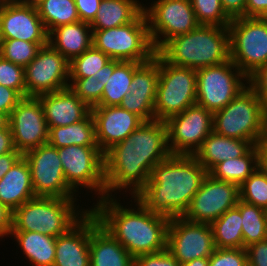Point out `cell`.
<instances>
[{
    "instance_id": "6da1fadb",
    "label": "cell",
    "mask_w": 267,
    "mask_h": 266,
    "mask_svg": "<svg viewBox=\"0 0 267 266\" xmlns=\"http://www.w3.org/2000/svg\"><path fill=\"white\" fill-rule=\"evenodd\" d=\"M170 155L165 121H144L104 154L105 197L120 189L130 190L134 197L147 183L151 170Z\"/></svg>"
},
{
    "instance_id": "7a4b0ae2",
    "label": "cell",
    "mask_w": 267,
    "mask_h": 266,
    "mask_svg": "<svg viewBox=\"0 0 267 266\" xmlns=\"http://www.w3.org/2000/svg\"><path fill=\"white\" fill-rule=\"evenodd\" d=\"M207 174L193 155H170L151 170L134 197L152 213L182 217Z\"/></svg>"
},
{
    "instance_id": "3957f363",
    "label": "cell",
    "mask_w": 267,
    "mask_h": 266,
    "mask_svg": "<svg viewBox=\"0 0 267 266\" xmlns=\"http://www.w3.org/2000/svg\"><path fill=\"white\" fill-rule=\"evenodd\" d=\"M104 197L89 210L133 257L156 253L167 248V232L170 218L152 213L135 197L134 207H124L115 198ZM115 199H114V198ZM122 205V206H121Z\"/></svg>"
},
{
    "instance_id": "277c9868",
    "label": "cell",
    "mask_w": 267,
    "mask_h": 266,
    "mask_svg": "<svg viewBox=\"0 0 267 266\" xmlns=\"http://www.w3.org/2000/svg\"><path fill=\"white\" fill-rule=\"evenodd\" d=\"M157 53L168 63L194 70L230 60L228 27L199 25L168 40Z\"/></svg>"
},
{
    "instance_id": "5b68a950",
    "label": "cell",
    "mask_w": 267,
    "mask_h": 266,
    "mask_svg": "<svg viewBox=\"0 0 267 266\" xmlns=\"http://www.w3.org/2000/svg\"><path fill=\"white\" fill-rule=\"evenodd\" d=\"M75 202L76 199L35 197L13 211L11 231H34L57 238L89 212L77 210Z\"/></svg>"
},
{
    "instance_id": "8992f818",
    "label": "cell",
    "mask_w": 267,
    "mask_h": 266,
    "mask_svg": "<svg viewBox=\"0 0 267 266\" xmlns=\"http://www.w3.org/2000/svg\"><path fill=\"white\" fill-rule=\"evenodd\" d=\"M267 110L248 85L224 108L213 113V131L229 138L261 142Z\"/></svg>"
},
{
    "instance_id": "52a82bcc",
    "label": "cell",
    "mask_w": 267,
    "mask_h": 266,
    "mask_svg": "<svg viewBox=\"0 0 267 266\" xmlns=\"http://www.w3.org/2000/svg\"><path fill=\"white\" fill-rule=\"evenodd\" d=\"M92 31L93 46L108 55L110 59L145 63L156 53L144 11L131 23Z\"/></svg>"
},
{
    "instance_id": "ba28073f",
    "label": "cell",
    "mask_w": 267,
    "mask_h": 266,
    "mask_svg": "<svg viewBox=\"0 0 267 266\" xmlns=\"http://www.w3.org/2000/svg\"><path fill=\"white\" fill-rule=\"evenodd\" d=\"M196 81V70L172 65L159 55L155 119L166 121L196 104Z\"/></svg>"
},
{
    "instance_id": "9c48e42d",
    "label": "cell",
    "mask_w": 267,
    "mask_h": 266,
    "mask_svg": "<svg viewBox=\"0 0 267 266\" xmlns=\"http://www.w3.org/2000/svg\"><path fill=\"white\" fill-rule=\"evenodd\" d=\"M230 59L247 76L267 63V17H239L228 25Z\"/></svg>"
},
{
    "instance_id": "30bf717a",
    "label": "cell",
    "mask_w": 267,
    "mask_h": 266,
    "mask_svg": "<svg viewBox=\"0 0 267 266\" xmlns=\"http://www.w3.org/2000/svg\"><path fill=\"white\" fill-rule=\"evenodd\" d=\"M196 72V103L212 113L224 108L248 86V77L231 59Z\"/></svg>"
},
{
    "instance_id": "8fae6325",
    "label": "cell",
    "mask_w": 267,
    "mask_h": 266,
    "mask_svg": "<svg viewBox=\"0 0 267 266\" xmlns=\"http://www.w3.org/2000/svg\"><path fill=\"white\" fill-rule=\"evenodd\" d=\"M144 12L156 52L168 40L199 26L190 0H156L148 8L144 6Z\"/></svg>"
},
{
    "instance_id": "7c38bea8",
    "label": "cell",
    "mask_w": 267,
    "mask_h": 266,
    "mask_svg": "<svg viewBox=\"0 0 267 266\" xmlns=\"http://www.w3.org/2000/svg\"><path fill=\"white\" fill-rule=\"evenodd\" d=\"M67 184L94 190L99 200L105 197L104 154L99 147L70 145L58 149Z\"/></svg>"
},
{
    "instance_id": "4fadbf2b",
    "label": "cell",
    "mask_w": 267,
    "mask_h": 266,
    "mask_svg": "<svg viewBox=\"0 0 267 266\" xmlns=\"http://www.w3.org/2000/svg\"><path fill=\"white\" fill-rule=\"evenodd\" d=\"M165 123L171 155H194L213 131V113L196 103Z\"/></svg>"
},
{
    "instance_id": "5bb4252c",
    "label": "cell",
    "mask_w": 267,
    "mask_h": 266,
    "mask_svg": "<svg viewBox=\"0 0 267 266\" xmlns=\"http://www.w3.org/2000/svg\"><path fill=\"white\" fill-rule=\"evenodd\" d=\"M31 169V182L36 197L77 199L67 184L58 149L44 144L23 154ZM75 194V195H74Z\"/></svg>"
},
{
    "instance_id": "9a60e30c",
    "label": "cell",
    "mask_w": 267,
    "mask_h": 266,
    "mask_svg": "<svg viewBox=\"0 0 267 266\" xmlns=\"http://www.w3.org/2000/svg\"><path fill=\"white\" fill-rule=\"evenodd\" d=\"M24 69L26 97L69 88V61L49 43L39 49Z\"/></svg>"
},
{
    "instance_id": "2e32d148",
    "label": "cell",
    "mask_w": 267,
    "mask_h": 266,
    "mask_svg": "<svg viewBox=\"0 0 267 266\" xmlns=\"http://www.w3.org/2000/svg\"><path fill=\"white\" fill-rule=\"evenodd\" d=\"M238 200L237 184L217 180L207 174L182 217L188 221L211 225L226 211L236 207Z\"/></svg>"
},
{
    "instance_id": "e0dca14e",
    "label": "cell",
    "mask_w": 267,
    "mask_h": 266,
    "mask_svg": "<svg viewBox=\"0 0 267 266\" xmlns=\"http://www.w3.org/2000/svg\"><path fill=\"white\" fill-rule=\"evenodd\" d=\"M167 249L180 264L197 258H209L215 250L211 225L188 221L183 217L171 218Z\"/></svg>"
},
{
    "instance_id": "ac0fdd59",
    "label": "cell",
    "mask_w": 267,
    "mask_h": 266,
    "mask_svg": "<svg viewBox=\"0 0 267 266\" xmlns=\"http://www.w3.org/2000/svg\"><path fill=\"white\" fill-rule=\"evenodd\" d=\"M13 144L22 155L48 143L49 127L38 97H24L9 116Z\"/></svg>"
},
{
    "instance_id": "d6986e66",
    "label": "cell",
    "mask_w": 267,
    "mask_h": 266,
    "mask_svg": "<svg viewBox=\"0 0 267 266\" xmlns=\"http://www.w3.org/2000/svg\"><path fill=\"white\" fill-rule=\"evenodd\" d=\"M0 39L48 43V32L35 6L0 0Z\"/></svg>"
},
{
    "instance_id": "ffe728a7",
    "label": "cell",
    "mask_w": 267,
    "mask_h": 266,
    "mask_svg": "<svg viewBox=\"0 0 267 266\" xmlns=\"http://www.w3.org/2000/svg\"><path fill=\"white\" fill-rule=\"evenodd\" d=\"M91 114L95 122L96 141L103 154L122 142L144 122L139 116L120 106H95L91 108Z\"/></svg>"
},
{
    "instance_id": "44dd1931",
    "label": "cell",
    "mask_w": 267,
    "mask_h": 266,
    "mask_svg": "<svg viewBox=\"0 0 267 266\" xmlns=\"http://www.w3.org/2000/svg\"><path fill=\"white\" fill-rule=\"evenodd\" d=\"M98 224L97 217L89 210L67 233L58 236L53 266H90V233Z\"/></svg>"
},
{
    "instance_id": "7402d4cb",
    "label": "cell",
    "mask_w": 267,
    "mask_h": 266,
    "mask_svg": "<svg viewBox=\"0 0 267 266\" xmlns=\"http://www.w3.org/2000/svg\"><path fill=\"white\" fill-rule=\"evenodd\" d=\"M38 98L48 127L71 125L91 114V108L70 88L42 94Z\"/></svg>"
},
{
    "instance_id": "603a6c76",
    "label": "cell",
    "mask_w": 267,
    "mask_h": 266,
    "mask_svg": "<svg viewBox=\"0 0 267 266\" xmlns=\"http://www.w3.org/2000/svg\"><path fill=\"white\" fill-rule=\"evenodd\" d=\"M254 146L250 141L229 138L212 131L193 156L209 172L222 161L246 155Z\"/></svg>"
},
{
    "instance_id": "cb8c5ba5",
    "label": "cell",
    "mask_w": 267,
    "mask_h": 266,
    "mask_svg": "<svg viewBox=\"0 0 267 266\" xmlns=\"http://www.w3.org/2000/svg\"><path fill=\"white\" fill-rule=\"evenodd\" d=\"M30 166L22 155L0 180V203L12 212L35 198Z\"/></svg>"
},
{
    "instance_id": "d4e9b609",
    "label": "cell",
    "mask_w": 267,
    "mask_h": 266,
    "mask_svg": "<svg viewBox=\"0 0 267 266\" xmlns=\"http://www.w3.org/2000/svg\"><path fill=\"white\" fill-rule=\"evenodd\" d=\"M92 39V28L83 21L58 26L48 33V43L69 62L88 50Z\"/></svg>"
},
{
    "instance_id": "484cf974",
    "label": "cell",
    "mask_w": 267,
    "mask_h": 266,
    "mask_svg": "<svg viewBox=\"0 0 267 266\" xmlns=\"http://www.w3.org/2000/svg\"><path fill=\"white\" fill-rule=\"evenodd\" d=\"M90 266H134V258L98 224L90 233Z\"/></svg>"
},
{
    "instance_id": "4316f807",
    "label": "cell",
    "mask_w": 267,
    "mask_h": 266,
    "mask_svg": "<svg viewBox=\"0 0 267 266\" xmlns=\"http://www.w3.org/2000/svg\"><path fill=\"white\" fill-rule=\"evenodd\" d=\"M144 11L139 0H101L90 23L92 30H105L133 22Z\"/></svg>"
},
{
    "instance_id": "83f0119b",
    "label": "cell",
    "mask_w": 267,
    "mask_h": 266,
    "mask_svg": "<svg viewBox=\"0 0 267 266\" xmlns=\"http://www.w3.org/2000/svg\"><path fill=\"white\" fill-rule=\"evenodd\" d=\"M32 266H53L56 238L34 231H11Z\"/></svg>"
},
{
    "instance_id": "f1b7e54d",
    "label": "cell",
    "mask_w": 267,
    "mask_h": 266,
    "mask_svg": "<svg viewBox=\"0 0 267 266\" xmlns=\"http://www.w3.org/2000/svg\"><path fill=\"white\" fill-rule=\"evenodd\" d=\"M48 144L57 149L70 145L98 147L92 114L71 125L49 127Z\"/></svg>"
},
{
    "instance_id": "f546056e",
    "label": "cell",
    "mask_w": 267,
    "mask_h": 266,
    "mask_svg": "<svg viewBox=\"0 0 267 266\" xmlns=\"http://www.w3.org/2000/svg\"><path fill=\"white\" fill-rule=\"evenodd\" d=\"M141 63L134 61H121L112 75H108L101 101L97 106H119L124 96L130 92L134 70Z\"/></svg>"
},
{
    "instance_id": "4dcf8cb0",
    "label": "cell",
    "mask_w": 267,
    "mask_h": 266,
    "mask_svg": "<svg viewBox=\"0 0 267 266\" xmlns=\"http://www.w3.org/2000/svg\"><path fill=\"white\" fill-rule=\"evenodd\" d=\"M241 219L240 210L234 207L211 224L215 248H244Z\"/></svg>"
},
{
    "instance_id": "1f68e13d",
    "label": "cell",
    "mask_w": 267,
    "mask_h": 266,
    "mask_svg": "<svg viewBox=\"0 0 267 266\" xmlns=\"http://www.w3.org/2000/svg\"><path fill=\"white\" fill-rule=\"evenodd\" d=\"M256 169L257 145L244 156L216 164L208 174L217 180L229 181L240 186Z\"/></svg>"
},
{
    "instance_id": "d6a6232c",
    "label": "cell",
    "mask_w": 267,
    "mask_h": 266,
    "mask_svg": "<svg viewBox=\"0 0 267 266\" xmlns=\"http://www.w3.org/2000/svg\"><path fill=\"white\" fill-rule=\"evenodd\" d=\"M35 7L48 33L58 26L80 21L74 0H42Z\"/></svg>"
},
{
    "instance_id": "836d02e7",
    "label": "cell",
    "mask_w": 267,
    "mask_h": 266,
    "mask_svg": "<svg viewBox=\"0 0 267 266\" xmlns=\"http://www.w3.org/2000/svg\"><path fill=\"white\" fill-rule=\"evenodd\" d=\"M236 207L241 212L244 249L267 238L264 209L238 200Z\"/></svg>"
},
{
    "instance_id": "e575fe53",
    "label": "cell",
    "mask_w": 267,
    "mask_h": 266,
    "mask_svg": "<svg viewBox=\"0 0 267 266\" xmlns=\"http://www.w3.org/2000/svg\"><path fill=\"white\" fill-rule=\"evenodd\" d=\"M159 78V54L145 63H141L135 70L130 85L133 97L150 98L156 102L157 83Z\"/></svg>"
},
{
    "instance_id": "d590c367",
    "label": "cell",
    "mask_w": 267,
    "mask_h": 266,
    "mask_svg": "<svg viewBox=\"0 0 267 266\" xmlns=\"http://www.w3.org/2000/svg\"><path fill=\"white\" fill-rule=\"evenodd\" d=\"M111 59L93 45L69 62V78H87L96 74Z\"/></svg>"
},
{
    "instance_id": "8d00e7d4",
    "label": "cell",
    "mask_w": 267,
    "mask_h": 266,
    "mask_svg": "<svg viewBox=\"0 0 267 266\" xmlns=\"http://www.w3.org/2000/svg\"><path fill=\"white\" fill-rule=\"evenodd\" d=\"M48 43H34L18 39H1L0 56L24 68L37 56L39 49Z\"/></svg>"
},
{
    "instance_id": "74e56055",
    "label": "cell",
    "mask_w": 267,
    "mask_h": 266,
    "mask_svg": "<svg viewBox=\"0 0 267 266\" xmlns=\"http://www.w3.org/2000/svg\"><path fill=\"white\" fill-rule=\"evenodd\" d=\"M199 25L228 27L231 19L226 15L220 0H190Z\"/></svg>"
},
{
    "instance_id": "f35d334b",
    "label": "cell",
    "mask_w": 267,
    "mask_h": 266,
    "mask_svg": "<svg viewBox=\"0 0 267 266\" xmlns=\"http://www.w3.org/2000/svg\"><path fill=\"white\" fill-rule=\"evenodd\" d=\"M239 199L260 208H267V176L256 169L240 186Z\"/></svg>"
},
{
    "instance_id": "ab89813d",
    "label": "cell",
    "mask_w": 267,
    "mask_h": 266,
    "mask_svg": "<svg viewBox=\"0 0 267 266\" xmlns=\"http://www.w3.org/2000/svg\"><path fill=\"white\" fill-rule=\"evenodd\" d=\"M104 86L94 76L69 78V88L90 108L97 106L101 101Z\"/></svg>"
},
{
    "instance_id": "60d3db41",
    "label": "cell",
    "mask_w": 267,
    "mask_h": 266,
    "mask_svg": "<svg viewBox=\"0 0 267 266\" xmlns=\"http://www.w3.org/2000/svg\"><path fill=\"white\" fill-rule=\"evenodd\" d=\"M0 84L18 91L26 97L25 69L0 56Z\"/></svg>"
},
{
    "instance_id": "b9f144b4",
    "label": "cell",
    "mask_w": 267,
    "mask_h": 266,
    "mask_svg": "<svg viewBox=\"0 0 267 266\" xmlns=\"http://www.w3.org/2000/svg\"><path fill=\"white\" fill-rule=\"evenodd\" d=\"M247 253L244 248H215L209 257V266H247Z\"/></svg>"
},
{
    "instance_id": "7bdbcfd3",
    "label": "cell",
    "mask_w": 267,
    "mask_h": 266,
    "mask_svg": "<svg viewBox=\"0 0 267 266\" xmlns=\"http://www.w3.org/2000/svg\"><path fill=\"white\" fill-rule=\"evenodd\" d=\"M154 105L155 103L150 98L133 97L132 93L129 92L124 96L119 106L136 114L143 121H151L155 120Z\"/></svg>"
},
{
    "instance_id": "ee69618b",
    "label": "cell",
    "mask_w": 267,
    "mask_h": 266,
    "mask_svg": "<svg viewBox=\"0 0 267 266\" xmlns=\"http://www.w3.org/2000/svg\"><path fill=\"white\" fill-rule=\"evenodd\" d=\"M134 266H180V262L166 248L156 253L135 257Z\"/></svg>"
},
{
    "instance_id": "f6af8a7d",
    "label": "cell",
    "mask_w": 267,
    "mask_h": 266,
    "mask_svg": "<svg viewBox=\"0 0 267 266\" xmlns=\"http://www.w3.org/2000/svg\"><path fill=\"white\" fill-rule=\"evenodd\" d=\"M248 85L256 92L261 104L267 110V63L248 77Z\"/></svg>"
},
{
    "instance_id": "bcb514c9",
    "label": "cell",
    "mask_w": 267,
    "mask_h": 266,
    "mask_svg": "<svg viewBox=\"0 0 267 266\" xmlns=\"http://www.w3.org/2000/svg\"><path fill=\"white\" fill-rule=\"evenodd\" d=\"M245 249L249 266H267V238Z\"/></svg>"
},
{
    "instance_id": "7dc6e473",
    "label": "cell",
    "mask_w": 267,
    "mask_h": 266,
    "mask_svg": "<svg viewBox=\"0 0 267 266\" xmlns=\"http://www.w3.org/2000/svg\"><path fill=\"white\" fill-rule=\"evenodd\" d=\"M24 97L16 90L0 84V111L10 116L13 109Z\"/></svg>"
},
{
    "instance_id": "c3c4849f",
    "label": "cell",
    "mask_w": 267,
    "mask_h": 266,
    "mask_svg": "<svg viewBox=\"0 0 267 266\" xmlns=\"http://www.w3.org/2000/svg\"><path fill=\"white\" fill-rule=\"evenodd\" d=\"M80 21L91 23L99 9L101 0H74Z\"/></svg>"
},
{
    "instance_id": "681fc988",
    "label": "cell",
    "mask_w": 267,
    "mask_h": 266,
    "mask_svg": "<svg viewBox=\"0 0 267 266\" xmlns=\"http://www.w3.org/2000/svg\"><path fill=\"white\" fill-rule=\"evenodd\" d=\"M224 12L230 19L245 17L247 0H220Z\"/></svg>"
},
{
    "instance_id": "f907efd6",
    "label": "cell",
    "mask_w": 267,
    "mask_h": 266,
    "mask_svg": "<svg viewBox=\"0 0 267 266\" xmlns=\"http://www.w3.org/2000/svg\"><path fill=\"white\" fill-rule=\"evenodd\" d=\"M245 17H267V0H247Z\"/></svg>"
},
{
    "instance_id": "816d5d0a",
    "label": "cell",
    "mask_w": 267,
    "mask_h": 266,
    "mask_svg": "<svg viewBox=\"0 0 267 266\" xmlns=\"http://www.w3.org/2000/svg\"><path fill=\"white\" fill-rule=\"evenodd\" d=\"M13 212L5 205L0 203V237L8 236L12 230Z\"/></svg>"
},
{
    "instance_id": "f5cc1de1",
    "label": "cell",
    "mask_w": 267,
    "mask_h": 266,
    "mask_svg": "<svg viewBox=\"0 0 267 266\" xmlns=\"http://www.w3.org/2000/svg\"><path fill=\"white\" fill-rule=\"evenodd\" d=\"M21 156L22 154L16 149L13 152L0 155V180Z\"/></svg>"
},
{
    "instance_id": "db71d44e",
    "label": "cell",
    "mask_w": 267,
    "mask_h": 266,
    "mask_svg": "<svg viewBox=\"0 0 267 266\" xmlns=\"http://www.w3.org/2000/svg\"><path fill=\"white\" fill-rule=\"evenodd\" d=\"M15 150L10 127L0 131V155L13 152Z\"/></svg>"
},
{
    "instance_id": "11a10c76",
    "label": "cell",
    "mask_w": 267,
    "mask_h": 266,
    "mask_svg": "<svg viewBox=\"0 0 267 266\" xmlns=\"http://www.w3.org/2000/svg\"><path fill=\"white\" fill-rule=\"evenodd\" d=\"M121 61L111 59L107 64H105L96 74L92 75L96 77L98 81H100L101 85L106 84V80L108 75H112L114 68L120 63Z\"/></svg>"
},
{
    "instance_id": "9f6ffc18",
    "label": "cell",
    "mask_w": 267,
    "mask_h": 266,
    "mask_svg": "<svg viewBox=\"0 0 267 266\" xmlns=\"http://www.w3.org/2000/svg\"><path fill=\"white\" fill-rule=\"evenodd\" d=\"M258 170L267 176V150L259 143L257 144Z\"/></svg>"
},
{
    "instance_id": "6f0895ef",
    "label": "cell",
    "mask_w": 267,
    "mask_h": 266,
    "mask_svg": "<svg viewBox=\"0 0 267 266\" xmlns=\"http://www.w3.org/2000/svg\"><path fill=\"white\" fill-rule=\"evenodd\" d=\"M180 266H209V258H197L192 261L182 263Z\"/></svg>"
},
{
    "instance_id": "680465c9",
    "label": "cell",
    "mask_w": 267,
    "mask_h": 266,
    "mask_svg": "<svg viewBox=\"0 0 267 266\" xmlns=\"http://www.w3.org/2000/svg\"><path fill=\"white\" fill-rule=\"evenodd\" d=\"M9 126V116L0 111V131Z\"/></svg>"
},
{
    "instance_id": "91938a15",
    "label": "cell",
    "mask_w": 267,
    "mask_h": 266,
    "mask_svg": "<svg viewBox=\"0 0 267 266\" xmlns=\"http://www.w3.org/2000/svg\"><path fill=\"white\" fill-rule=\"evenodd\" d=\"M260 144L267 150V116L265 118L264 129Z\"/></svg>"
},
{
    "instance_id": "94428289",
    "label": "cell",
    "mask_w": 267,
    "mask_h": 266,
    "mask_svg": "<svg viewBox=\"0 0 267 266\" xmlns=\"http://www.w3.org/2000/svg\"><path fill=\"white\" fill-rule=\"evenodd\" d=\"M15 1L25 4V5L36 6L42 0H15Z\"/></svg>"
},
{
    "instance_id": "6125c7cd",
    "label": "cell",
    "mask_w": 267,
    "mask_h": 266,
    "mask_svg": "<svg viewBox=\"0 0 267 266\" xmlns=\"http://www.w3.org/2000/svg\"><path fill=\"white\" fill-rule=\"evenodd\" d=\"M265 218H266V226H267V208L264 209Z\"/></svg>"
}]
</instances>
